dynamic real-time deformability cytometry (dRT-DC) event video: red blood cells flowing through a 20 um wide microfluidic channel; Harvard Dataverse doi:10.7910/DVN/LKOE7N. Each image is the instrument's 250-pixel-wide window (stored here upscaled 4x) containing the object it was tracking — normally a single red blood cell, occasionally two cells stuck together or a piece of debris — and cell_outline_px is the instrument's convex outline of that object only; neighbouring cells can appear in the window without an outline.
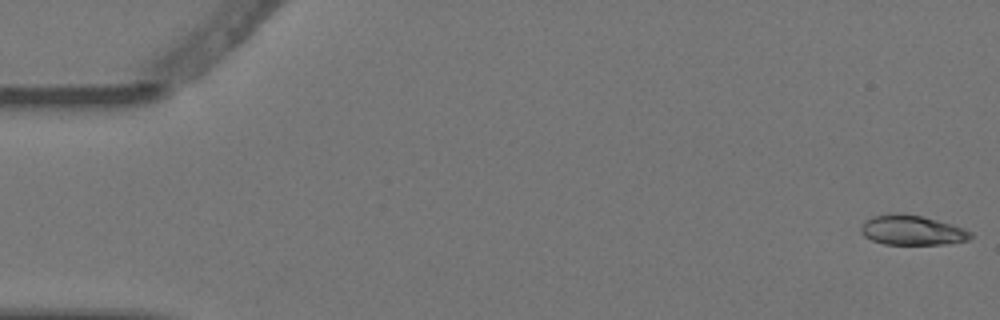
{"species": "Egyptian fruit bat (a non-hibernating species)", "species_latin": "Rousettus aegyptiacus", "temperature_condition": "warm", "stored_images_in_passage": 6, "camera_frame_rate_fps": 3000, "um_per_image_px": 0.085, "animal": {"sex": "female"}, "frame": {"image": 1, "passage_image": 1, "time_ms": 0.0, "image_size_px": [1000, 320], "cell_outline_px": [[972, 236], [968, 240], [948, 244], [884, 244], [872, 240], [864, 236], [860, 232], [860, 228], [864, 220], [872, 216], [920, 216], [952, 224], [964, 228], [972, 232]], "centroid_in_image_um": [77.55, 19.61], "position_along_channel_um": 7.5, "area_um2": 18.44}}
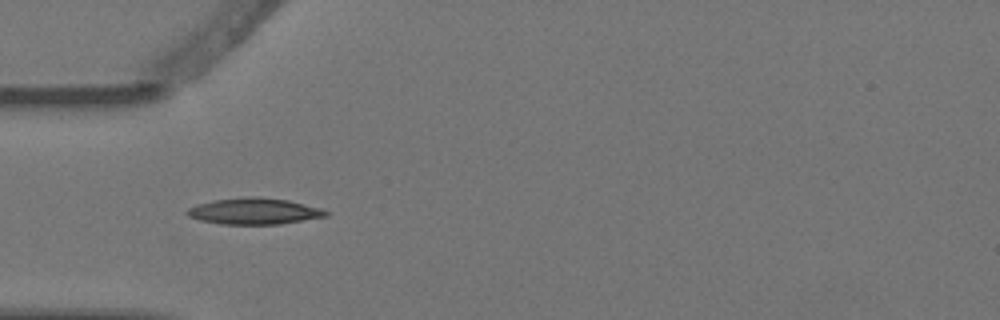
{"frame": {"image": 2, "passage_image": 5, "time_ms": 1.333, "image_size_px": [1000, 320], "cell_outline_px": [[328, 216], [280, 224], [220, 224], [200, 220], [188, 216], [184, 212], [188, 208], [212, 200], [244, 196], [256, 196], [288, 200], [320, 208], [328, 212]], "centroid_in_image_um": [21.58, 17.95], "position_along_channel_um": 63.4, "area_um2": 21.27}}